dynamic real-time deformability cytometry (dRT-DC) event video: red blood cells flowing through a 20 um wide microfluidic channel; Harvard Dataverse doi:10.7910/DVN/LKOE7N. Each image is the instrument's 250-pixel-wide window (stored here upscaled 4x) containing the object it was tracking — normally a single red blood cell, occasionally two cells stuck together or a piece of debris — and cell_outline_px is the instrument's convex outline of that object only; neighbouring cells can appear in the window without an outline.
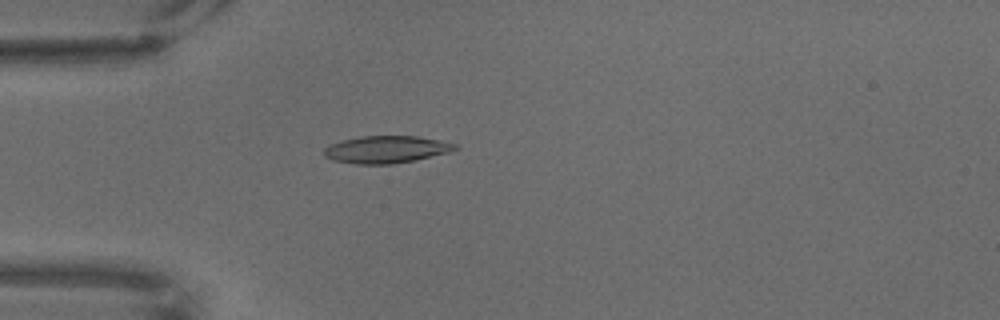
{"species": "common noctule bat (a hibernating species)", "species_latin": "Nyctalus noctula", "temperature_condition": "warm", "stored_images_in_passage": 42, "camera_frame_rate_fps": 3000, "um_per_image_px": 0.085, "animal": {"sex": "male", "body_mass_g": 18.8}, "frame": {"image": 1, "passage_image": 20, "time_ms": 6.333, "image_size_px": [1000, 320], "cell_outline_px": [[460, 148], [448, 152], [416, 160], [392, 164], [356, 164], [332, 160], [324, 156], [324, 148], [328, 144], [360, 136], [416, 136], [440, 140], [456, 144]], "centroid_in_image_um": [32.82, 12.7], "position_along_channel_um": 52.2, "area_um2": 20.87}}
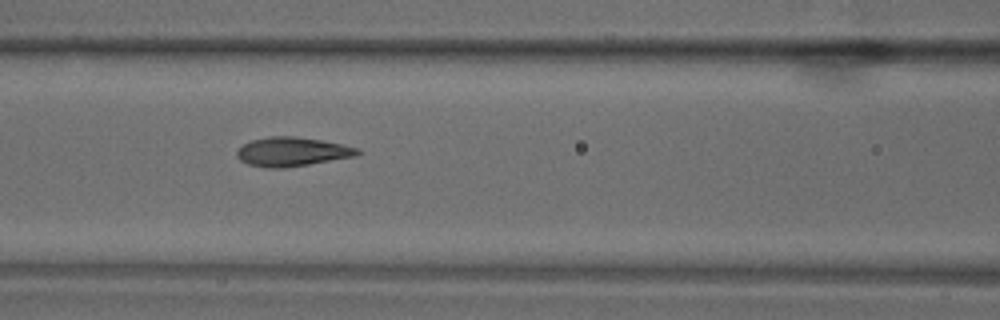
{"frame": {"image": 2, "passage_image": 30, "time_ms": 9.667, "image_size_px": [1000, 320], "cell_outline_px": [[360, 152], [356, 156], [308, 164], [280, 168], [268, 168], [248, 164], [240, 160], [236, 156], [236, 152], [244, 144], [252, 140], [268, 136], [296, 136], [320, 140], [360, 148]], "centroid_in_image_um": [24.81, 12.89], "position_along_channel_um": 141.8, "area_um2": 20.23}}
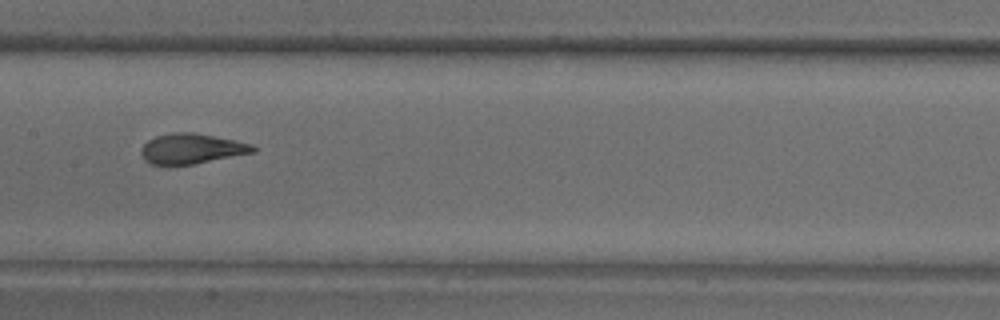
{"frame": {"image": 3, "passage_image": 35, "time_ms": 11.333, "image_size_px": [1000, 320], "cell_outline_px": [[256, 152], [192, 164], [152, 164], [144, 160], [140, 152], [140, 148], [148, 140], [156, 136], [172, 132], [192, 132], [236, 140], [252, 144], [256, 148]], "centroid_in_image_um": [16.28, 12.62], "position_along_channel_um": 191.1, "area_um2": 19.59}}